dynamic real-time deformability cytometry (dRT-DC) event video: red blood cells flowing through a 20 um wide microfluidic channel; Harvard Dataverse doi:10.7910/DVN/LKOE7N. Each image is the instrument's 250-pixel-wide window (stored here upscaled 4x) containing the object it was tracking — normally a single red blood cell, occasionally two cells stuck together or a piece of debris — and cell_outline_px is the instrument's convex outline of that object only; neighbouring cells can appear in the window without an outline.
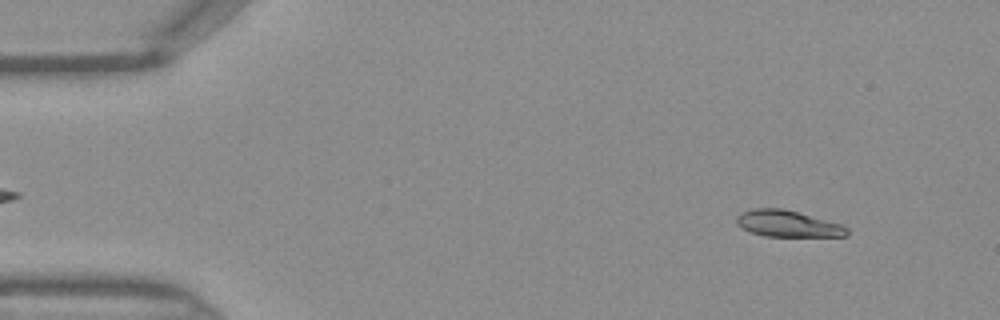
{"species": "Egyptian fruit bat (a non-hibernating species)", "species_latin": "Rousettus aegyptiacus", "temperature_condition": "warm", "stored_images_in_passage": 12, "camera_frame_rate_fps": 3000, "um_per_image_px": 0.085, "frame": {"image": 1, "passage_image": 4, "time_ms": 1.0, "image_size_px": [1000, 320], "cell_outline_px": [[848, 236], [764, 236], [752, 232], [736, 224], [736, 216], [740, 212], [752, 208], [780, 208], [844, 224], [848, 228]], "centroid_in_image_um": [66.96, 19.01], "position_along_channel_um": 18.0, "area_um2": 16.99}}